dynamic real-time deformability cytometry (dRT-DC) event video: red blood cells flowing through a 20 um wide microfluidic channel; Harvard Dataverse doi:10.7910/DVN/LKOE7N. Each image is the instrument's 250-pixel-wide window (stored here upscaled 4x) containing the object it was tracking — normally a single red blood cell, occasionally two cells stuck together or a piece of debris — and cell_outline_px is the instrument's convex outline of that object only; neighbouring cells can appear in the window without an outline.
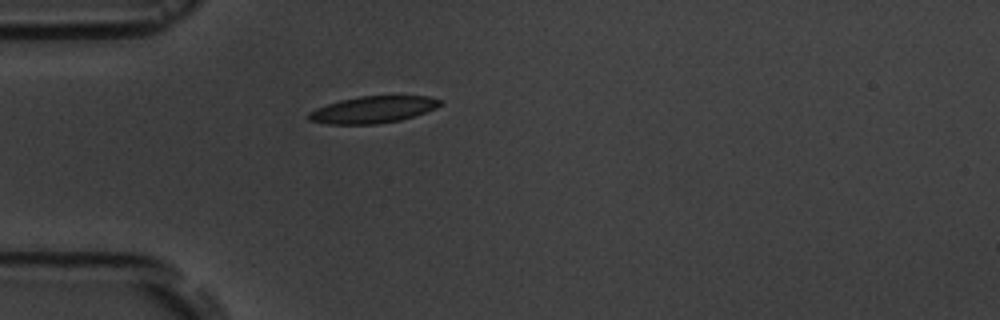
{"species": "common noctule bat (a hibernating species)", "species_latin": "Nyctalus noctula", "temperature_condition": "room temperature", "stored_images_in_passage": 1, "camera_frame_rate_fps": 3000, "um_per_image_px": 0.085, "animal": {"sex": "male", "body_mass_g": 19.5, "forearm_length_mm": 54.6}, "frame": {"image": 1, "passage_image": 1, "time_ms": 0.0, "image_size_px": [1000, 320], "cell_outline_px": [[444, 104], [436, 108], [400, 120], [376, 124], [328, 124], [308, 120], [308, 112], [316, 108], [340, 100], [360, 96], [428, 96], [440, 100]], "centroid_in_image_um": [31.69, 9.32], "position_along_channel_um": 53.3, "area_um2": 20.4}}